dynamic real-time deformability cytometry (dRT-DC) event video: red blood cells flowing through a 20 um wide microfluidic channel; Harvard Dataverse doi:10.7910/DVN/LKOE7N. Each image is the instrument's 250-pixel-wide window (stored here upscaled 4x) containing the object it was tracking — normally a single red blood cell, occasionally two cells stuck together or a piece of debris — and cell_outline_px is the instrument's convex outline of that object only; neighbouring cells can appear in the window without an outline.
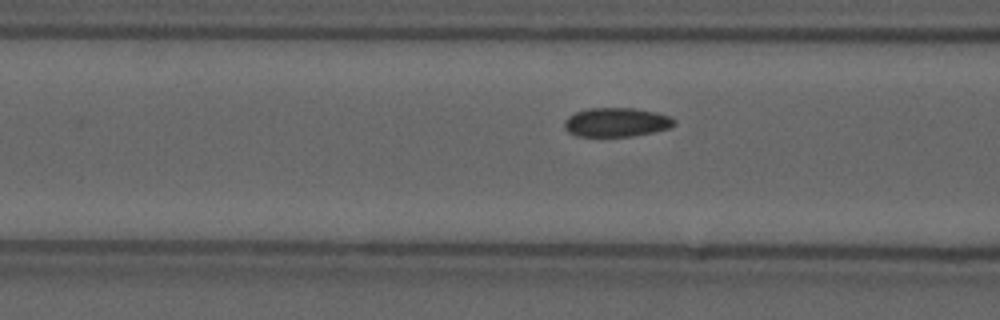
{"species": "common noctule bat (a hibernating species)", "species_latin": "Nyctalus noctula", "temperature_condition": "cold", "stored_images_in_passage": 7, "camera_frame_rate_fps": 3000, "um_per_image_px": 0.085, "animal": {"sex": "male", "forearm_length_mm": 52.5}, "frame": {"image": 1, "passage_image": 5, "time_ms": 1.333, "image_size_px": [1000, 320], "cell_outline_px": [[676, 124], [668, 128], [652, 132], [632, 136], [576, 136], [568, 132], [564, 128], [564, 120], [568, 116], [576, 112], [588, 108], [636, 108], [656, 112], [668, 116], [676, 120]], "centroid_in_image_um": [52.37, 10.39], "position_along_channel_um": 114.2, "area_um2": 18.61}}